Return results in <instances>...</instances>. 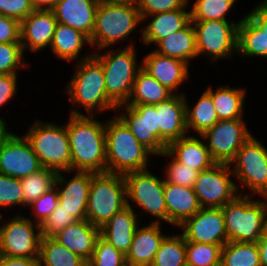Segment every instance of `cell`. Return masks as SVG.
<instances>
[{
  "mask_svg": "<svg viewBox=\"0 0 267 266\" xmlns=\"http://www.w3.org/2000/svg\"><path fill=\"white\" fill-rule=\"evenodd\" d=\"M218 121L212 97L207 91H204L193 110L186 106L187 129L193 128L199 135L210 129Z\"/></svg>",
  "mask_w": 267,
  "mask_h": 266,
  "instance_id": "d590c367",
  "label": "cell"
},
{
  "mask_svg": "<svg viewBox=\"0 0 267 266\" xmlns=\"http://www.w3.org/2000/svg\"><path fill=\"white\" fill-rule=\"evenodd\" d=\"M123 266H134V265L125 263Z\"/></svg>",
  "mask_w": 267,
  "mask_h": 266,
  "instance_id": "91938a15",
  "label": "cell"
},
{
  "mask_svg": "<svg viewBox=\"0 0 267 266\" xmlns=\"http://www.w3.org/2000/svg\"><path fill=\"white\" fill-rule=\"evenodd\" d=\"M39 266H87V261L53 237H41Z\"/></svg>",
  "mask_w": 267,
  "mask_h": 266,
  "instance_id": "d6a6232c",
  "label": "cell"
},
{
  "mask_svg": "<svg viewBox=\"0 0 267 266\" xmlns=\"http://www.w3.org/2000/svg\"><path fill=\"white\" fill-rule=\"evenodd\" d=\"M136 218L137 215L127 200V206L100 228V235L118 251L126 255L130 250L134 233L138 227Z\"/></svg>",
  "mask_w": 267,
  "mask_h": 266,
  "instance_id": "83f0119b",
  "label": "cell"
},
{
  "mask_svg": "<svg viewBox=\"0 0 267 266\" xmlns=\"http://www.w3.org/2000/svg\"><path fill=\"white\" fill-rule=\"evenodd\" d=\"M56 189L57 187L55 186L30 204L35 210L33 212H35L37 223L40 225L52 214L59 203V195Z\"/></svg>",
  "mask_w": 267,
  "mask_h": 266,
  "instance_id": "7dc6e473",
  "label": "cell"
},
{
  "mask_svg": "<svg viewBox=\"0 0 267 266\" xmlns=\"http://www.w3.org/2000/svg\"><path fill=\"white\" fill-rule=\"evenodd\" d=\"M141 68L172 93L188 78V64L151 51Z\"/></svg>",
  "mask_w": 267,
  "mask_h": 266,
  "instance_id": "603a6c76",
  "label": "cell"
},
{
  "mask_svg": "<svg viewBox=\"0 0 267 266\" xmlns=\"http://www.w3.org/2000/svg\"><path fill=\"white\" fill-rule=\"evenodd\" d=\"M25 137L44 168L71 172V149L65 126L37 121Z\"/></svg>",
  "mask_w": 267,
  "mask_h": 266,
  "instance_id": "52a82bcc",
  "label": "cell"
},
{
  "mask_svg": "<svg viewBox=\"0 0 267 266\" xmlns=\"http://www.w3.org/2000/svg\"><path fill=\"white\" fill-rule=\"evenodd\" d=\"M126 112L118 118L128 127L136 139L153 155H160L167 146L158 138V112L156 105H126Z\"/></svg>",
  "mask_w": 267,
  "mask_h": 266,
  "instance_id": "2e32d148",
  "label": "cell"
},
{
  "mask_svg": "<svg viewBox=\"0 0 267 266\" xmlns=\"http://www.w3.org/2000/svg\"><path fill=\"white\" fill-rule=\"evenodd\" d=\"M133 1L135 0H97L98 3H126Z\"/></svg>",
  "mask_w": 267,
  "mask_h": 266,
  "instance_id": "9f6ffc18",
  "label": "cell"
},
{
  "mask_svg": "<svg viewBox=\"0 0 267 266\" xmlns=\"http://www.w3.org/2000/svg\"><path fill=\"white\" fill-rule=\"evenodd\" d=\"M106 172L125 175L146 170L153 153L141 144L131 130L116 117L105 123Z\"/></svg>",
  "mask_w": 267,
  "mask_h": 266,
  "instance_id": "7a4b0ae2",
  "label": "cell"
},
{
  "mask_svg": "<svg viewBox=\"0 0 267 266\" xmlns=\"http://www.w3.org/2000/svg\"><path fill=\"white\" fill-rule=\"evenodd\" d=\"M223 246L186 241L187 266H220Z\"/></svg>",
  "mask_w": 267,
  "mask_h": 266,
  "instance_id": "f35d334b",
  "label": "cell"
},
{
  "mask_svg": "<svg viewBox=\"0 0 267 266\" xmlns=\"http://www.w3.org/2000/svg\"><path fill=\"white\" fill-rule=\"evenodd\" d=\"M169 163L166 168L165 182L193 188L199 171L192 169L191 167L186 166L175 159H172Z\"/></svg>",
  "mask_w": 267,
  "mask_h": 266,
  "instance_id": "7bdbcfd3",
  "label": "cell"
},
{
  "mask_svg": "<svg viewBox=\"0 0 267 266\" xmlns=\"http://www.w3.org/2000/svg\"><path fill=\"white\" fill-rule=\"evenodd\" d=\"M259 195H263L267 199V183L263 189L259 192Z\"/></svg>",
  "mask_w": 267,
  "mask_h": 266,
  "instance_id": "680465c9",
  "label": "cell"
},
{
  "mask_svg": "<svg viewBox=\"0 0 267 266\" xmlns=\"http://www.w3.org/2000/svg\"><path fill=\"white\" fill-rule=\"evenodd\" d=\"M40 240V224L33 226L29 218L16 216L0 227V255L39 258Z\"/></svg>",
  "mask_w": 267,
  "mask_h": 266,
  "instance_id": "7c38bea8",
  "label": "cell"
},
{
  "mask_svg": "<svg viewBox=\"0 0 267 266\" xmlns=\"http://www.w3.org/2000/svg\"><path fill=\"white\" fill-rule=\"evenodd\" d=\"M161 155L172 156L176 161L199 172L211 168L216 162L202 141L193 136H184L167 145Z\"/></svg>",
  "mask_w": 267,
  "mask_h": 266,
  "instance_id": "cb8c5ba5",
  "label": "cell"
},
{
  "mask_svg": "<svg viewBox=\"0 0 267 266\" xmlns=\"http://www.w3.org/2000/svg\"><path fill=\"white\" fill-rule=\"evenodd\" d=\"M188 0H135L142 21L153 14L185 8Z\"/></svg>",
  "mask_w": 267,
  "mask_h": 266,
  "instance_id": "bcb514c9",
  "label": "cell"
},
{
  "mask_svg": "<svg viewBox=\"0 0 267 266\" xmlns=\"http://www.w3.org/2000/svg\"><path fill=\"white\" fill-rule=\"evenodd\" d=\"M127 200L124 175L107 172L92 173L86 211L87 220L93 226L101 228L127 206Z\"/></svg>",
  "mask_w": 267,
  "mask_h": 266,
  "instance_id": "3957f363",
  "label": "cell"
},
{
  "mask_svg": "<svg viewBox=\"0 0 267 266\" xmlns=\"http://www.w3.org/2000/svg\"><path fill=\"white\" fill-rule=\"evenodd\" d=\"M160 230L158 220L141 229L138 226L130 250L126 254V263L134 266H151L160 244L166 237Z\"/></svg>",
  "mask_w": 267,
  "mask_h": 266,
  "instance_id": "4316f807",
  "label": "cell"
},
{
  "mask_svg": "<svg viewBox=\"0 0 267 266\" xmlns=\"http://www.w3.org/2000/svg\"><path fill=\"white\" fill-rule=\"evenodd\" d=\"M153 20L142 30V39L145 44H155L169 35L183 29L191 20L190 12L185 8L153 14Z\"/></svg>",
  "mask_w": 267,
  "mask_h": 266,
  "instance_id": "f1b7e54d",
  "label": "cell"
},
{
  "mask_svg": "<svg viewBox=\"0 0 267 266\" xmlns=\"http://www.w3.org/2000/svg\"><path fill=\"white\" fill-rule=\"evenodd\" d=\"M79 63L67 85L71 102L84 106L90 114L94 109L98 112L104 109L117 110V106L107 96L101 62L92 54L86 55L85 59L81 58Z\"/></svg>",
  "mask_w": 267,
  "mask_h": 266,
  "instance_id": "277c9868",
  "label": "cell"
},
{
  "mask_svg": "<svg viewBox=\"0 0 267 266\" xmlns=\"http://www.w3.org/2000/svg\"><path fill=\"white\" fill-rule=\"evenodd\" d=\"M38 156L24 136L11 133L0 144V173L14 178H25L42 169Z\"/></svg>",
  "mask_w": 267,
  "mask_h": 266,
  "instance_id": "9a60e30c",
  "label": "cell"
},
{
  "mask_svg": "<svg viewBox=\"0 0 267 266\" xmlns=\"http://www.w3.org/2000/svg\"><path fill=\"white\" fill-rule=\"evenodd\" d=\"M237 52L244 56L267 57V3L265 1L240 21Z\"/></svg>",
  "mask_w": 267,
  "mask_h": 266,
  "instance_id": "ac0fdd59",
  "label": "cell"
},
{
  "mask_svg": "<svg viewBox=\"0 0 267 266\" xmlns=\"http://www.w3.org/2000/svg\"><path fill=\"white\" fill-rule=\"evenodd\" d=\"M71 112L66 126L71 149V171L106 173L105 125L77 110Z\"/></svg>",
  "mask_w": 267,
  "mask_h": 266,
  "instance_id": "6da1fadb",
  "label": "cell"
},
{
  "mask_svg": "<svg viewBox=\"0 0 267 266\" xmlns=\"http://www.w3.org/2000/svg\"><path fill=\"white\" fill-rule=\"evenodd\" d=\"M228 242H258L267 216L266 201L238 195L222 208Z\"/></svg>",
  "mask_w": 267,
  "mask_h": 266,
  "instance_id": "8992f818",
  "label": "cell"
},
{
  "mask_svg": "<svg viewBox=\"0 0 267 266\" xmlns=\"http://www.w3.org/2000/svg\"><path fill=\"white\" fill-rule=\"evenodd\" d=\"M56 24L57 20L51 9L35 8L20 22V40L23 50L29 46L31 51L36 52L50 46Z\"/></svg>",
  "mask_w": 267,
  "mask_h": 266,
  "instance_id": "ffe728a7",
  "label": "cell"
},
{
  "mask_svg": "<svg viewBox=\"0 0 267 266\" xmlns=\"http://www.w3.org/2000/svg\"><path fill=\"white\" fill-rule=\"evenodd\" d=\"M34 9L32 0H0V14L19 22L25 19Z\"/></svg>",
  "mask_w": 267,
  "mask_h": 266,
  "instance_id": "c3c4849f",
  "label": "cell"
},
{
  "mask_svg": "<svg viewBox=\"0 0 267 266\" xmlns=\"http://www.w3.org/2000/svg\"><path fill=\"white\" fill-rule=\"evenodd\" d=\"M134 45L131 44L115 54L110 51L106 54H93L102 64L105 77V87L108 98L117 106L123 108L133 88L137 72Z\"/></svg>",
  "mask_w": 267,
  "mask_h": 266,
  "instance_id": "ba28073f",
  "label": "cell"
},
{
  "mask_svg": "<svg viewBox=\"0 0 267 266\" xmlns=\"http://www.w3.org/2000/svg\"><path fill=\"white\" fill-rule=\"evenodd\" d=\"M167 222L180 226L202 207L193 188L164 182Z\"/></svg>",
  "mask_w": 267,
  "mask_h": 266,
  "instance_id": "484cf974",
  "label": "cell"
},
{
  "mask_svg": "<svg viewBox=\"0 0 267 266\" xmlns=\"http://www.w3.org/2000/svg\"><path fill=\"white\" fill-rule=\"evenodd\" d=\"M125 263L126 255L118 251L100 235L93 254L87 261V266H123Z\"/></svg>",
  "mask_w": 267,
  "mask_h": 266,
  "instance_id": "60d3db41",
  "label": "cell"
},
{
  "mask_svg": "<svg viewBox=\"0 0 267 266\" xmlns=\"http://www.w3.org/2000/svg\"><path fill=\"white\" fill-rule=\"evenodd\" d=\"M127 198L136 202L146 212L167 221V208L164 197V182L149 171H135L124 175Z\"/></svg>",
  "mask_w": 267,
  "mask_h": 266,
  "instance_id": "4fadbf2b",
  "label": "cell"
},
{
  "mask_svg": "<svg viewBox=\"0 0 267 266\" xmlns=\"http://www.w3.org/2000/svg\"><path fill=\"white\" fill-rule=\"evenodd\" d=\"M98 4L97 0H59L51 10L57 23L82 31L90 38Z\"/></svg>",
  "mask_w": 267,
  "mask_h": 266,
  "instance_id": "7402d4cb",
  "label": "cell"
},
{
  "mask_svg": "<svg viewBox=\"0 0 267 266\" xmlns=\"http://www.w3.org/2000/svg\"><path fill=\"white\" fill-rule=\"evenodd\" d=\"M234 162V176L258 194L267 183V149L251 136L238 150Z\"/></svg>",
  "mask_w": 267,
  "mask_h": 266,
  "instance_id": "5bb4252c",
  "label": "cell"
},
{
  "mask_svg": "<svg viewBox=\"0 0 267 266\" xmlns=\"http://www.w3.org/2000/svg\"><path fill=\"white\" fill-rule=\"evenodd\" d=\"M230 174L233 173L229 164L223 163L199 172L193 190L201 207L222 208L239 195L238 186L228 177Z\"/></svg>",
  "mask_w": 267,
  "mask_h": 266,
  "instance_id": "30bf717a",
  "label": "cell"
},
{
  "mask_svg": "<svg viewBox=\"0 0 267 266\" xmlns=\"http://www.w3.org/2000/svg\"><path fill=\"white\" fill-rule=\"evenodd\" d=\"M186 241L224 245L228 242L223 212L221 208L202 207L182 225Z\"/></svg>",
  "mask_w": 267,
  "mask_h": 266,
  "instance_id": "e0dca14e",
  "label": "cell"
},
{
  "mask_svg": "<svg viewBox=\"0 0 267 266\" xmlns=\"http://www.w3.org/2000/svg\"><path fill=\"white\" fill-rule=\"evenodd\" d=\"M23 204L20 179L0 173V207Z\"/></svg>",
  "mask_w": 267,
  "mask_h": 266,
  "instance_id": "ee69618b",
  "label": "cell"
},
{
  "mask_svg": "<svg viewBox=\"0 0 267 266\" xmlns=\"http://www.w3.org/2000/svg\"><path fill=\"white\" fill-rule=\"evenodd\" d=\"M0 266H39V258L0 255Z\"/></svg>",
  "mask_w": 267,
  "mask_h": 266,
  "instance_id": "816d5d0a",
  "label": "cell"
},
{
  "mask_svg": "<svg viewBox=\"0 0 267 266\" xmlns=\"http://www.w3.org/2000/svg\"><path fill=\"white\" fill-rule=\"evenodd\" d=\"M246 124L242 118L219 120L200 135L204 139H209V145L206 146L216 163L231 165L238 150L252 136Z\"/></svg>",
  "mask_w": 267,
  "mask_h": 266,
  "instance_id": "8fae6325",
  "label": "cell"
},
{
  "mask_svg": "<svg viewBox=\"0 0 267 266\" xmlns=\"http://www.w3.org/2000/svg\"><path fill=\"white\" fill-rule=\"evenodd\" d=\"M257 244L260 253L261 266H267V240H258Z\"/></svg>",
  "mask_w": 267,
  "mask_h": 266,
  "instance_id": "f5cc1de1",
  "label": "cell"
},
{
  "mask_svg": "<svg viewBox=\"0 0 267 266\" xmlns=\"http://www.w3.org/2000/svg\"><path fill=\"white\" fill-rule=\"evenodd\" d=\"M172 95L170 90L141 68L136 74L132 92L126 105H156Z\"/></svg>",
  "mask_w": 267,
  "mask_h": 266,
  "instance_id": "4dcf8cb0",
  "label": "cell"
},
{
  "mask_svg": "<svg viewBox=\"0 0 267 266\" xmlns=\"http://www.w3.org/2000/svg\"><path fill=\"white\" fill-rule=\"evenodd\" d=\"M59 0H32L35 8H38V9H43V6H47L45 7L44 6V9H51Z\"/></svg>",
  "mask_w": 267,
  "mask_h": 266,
  "instance_id": "db71d44e",
  "label": "cell"
},
{
  "mask_svg": "<svg viewBox=\"0 0 267 266\" xmlns=\"http://www.w3.org/2000/svg\"><path fill=\"white\" fill-rule=\"evenodd\" d=\"M160 55L181 60L188 64V59L197 56L195 29L190 21L183 29L159 40L156 43Z\"/></svg>",
  "mask_w": 267,
  "mask_h": 266,
  "instance_id": "f546056e",
  "label": "cell"
},
{
  "mask_svg": "<svg viewBox=\"0 0 267 266\" xmlns=\"http://www.w3.org/2000/svg\"><path fill=\"white\" fill-rule=\"evenodd\" d=\"M142 21L135 1L126 3H99L95 13V25L91 45L99 49L128 37Z\"/></svg>",
  "mask_w": 267,
  "mask_h": 266,
  "instance_id": "5b68a950",
  "label": "cell"
},
{
  "mask_svg": "<svg viewBox=\"0 0 267 266\" xmlns=\"http://www.w3.org/2000/svg\"><path fill=\"white\" fill-rule=\"evenodd\" d=\"M57 174V171L43 167L29 176L21 178L20 183L23 190V205L27 206L32 204L45 192L54 188Z\"/></svg>",
  "mask_w": 267,
  "mask_h": 266,
  "instance_id": "8d00e7d4",
  "label": "cell"
},
{
  "mask_svg": "<svg viewBox=\"0 0 267 266\" xmlns=\"http://www.w3.org/2000/svg\"><path fill=\"white\" fill-rule=\"evenodd\" d=\"M186 106L183 94H173L170 98L156 104L158 112V138L167 146L172 141L186 136Z\"/></svg>",
  "mask_w": 267,
  "mask_h": 266,
  "instance_id": "d6986e66",
  "label": "cell"
},
{
  "mask_svg": "<svg viewBox=\"0 0 267 266\" xmlns=\"http://www.w3.org/2000/svg\"><path fill=\"white\" fill-rule=\"evenodd\" d=\"M23 47L21 43H0V75L16 74L19 66L23 67Z\"/></svg>",
  "mask_w": 267,
  "mask_h": 266,
  "instance_id": "b9f144b4",
  "label": "cell"
},
{
  "mask_svg": "<svg viewBox=\"0 0 267 266\" xmlns=\"http://www.w3.org/2000/svg\"><path fill=\"white\" fill-rule=\"evenodd\" d=\"M58 172L55 186L65 185L58 190L59 204L76 220L87 219L89 189L92 172L77 171V174L66 183L65 178Z\"/></svg>",
  "mask_w": 267,
  "mask_h": 266,
  "instance_id": "44dd1931",
  "label": "cell"
},
{
  "mask_svg": "<svg viewBox=\"0 0 267 266\" xmlns=\"http://www.w3.org/2000/svg\"><path fill=\"white\" fill-rule=\"evenodd\" d=\"M151 266H187L184 236H166L160 244Z\"/></svg>",
  "mask_w": 267,
  "mask_h": 266,
  "instance_id": "74e56055",
  "label": "cell"
},
{
  "mask_svg": "<svg viewBox=\"0 0 267 266\" xmlns=\"http://www.w3.org/2000/svg\"><path fill=\"white\" fill-rule=\"evenodd\" d=\"M235 0H196L190 11L191 21L222 20Z\"/></svg>",
  "mask_w": 267,
  "mask_h": 266,
  "instance_id": "ab89813d",
  "label": "cell"
},
{
  "mask_svg": "<svg viewBox=\"0 0 267 266\" xmlns=\"http://www.w3.org/2000/svg\"><path fill=\"white\" fill-rule=\"evenodd\" d=\"M16 74L0 75V106L4 105L16 93Z\"/></svg>",
  "mask_w": 267,
  "mask_h": 266,
  "instance_id": "f907efd6",
  "label": "cell"
},
{
  "mask_svg": "<svg viewBox=\"0 0 267 266\" xmlns=\"http://www.w3.org/2000/svg\"><path fill=\"white\" fill-rule=\"evenodd\" d=\"M220 266H261L257 242H227L221 248Z\"/></svg>",
  "mask_w": 267,
  "mask_h": 266,
  "instance_id": "e575fe53",
  "label": "cell"
},
{
  "mask_svg": "<svg viewBox=\"0 0 267 266\" xmlns=\"http://www.w3.org/2000/svg\"><path fill=\"white\" fill-rule=\"evenodd\" d=\"M212 101L219 120H233L242 117L245 90L220 87L216 92L209 87L206 90Z\"/></svg>",
  "mask_w": 267,
  "mask_h": 266,
  "instance_id": "836d02e7",
  "label": "cell"
},
{
  "mask_svg": "<svg viewBox=\"0 0 267 266\" xmlns=\"http://www.w3.org/2000/svg\"><path fill=\"white\" fill-rule=\"evenodd\" d=\"M4 120L0 118V144L11 134L7 131Z\"/></svg>",
  "mask_w": 267,
  "mask_h": 266,
  "instance_id": "11a10c76",
  "label": "cell"
},
{
  "mask_svg": "<svg viewBox=\"0 0 267 266\" xmlns=\"http://www.w3.org/2000/svg\"><path fill=\"white\" fill-rule=\"evenodd\" d=\"M259 240H267V216L263 223L262 236Z\"/></svg>",
  "mask_w": 267,
  "mask_h": 266,
  "instance_id": "6f0895ef",
  "label": "cell"
},
{
  "mask_svg": "<svg viewBox=\"0 0 267 266\" xmlns=\"http://www.w3.org/2000/svg\"><path fill=\"white\" fill-rule=\"evenodd\" d=\"M20 22L0 14V43H21Z\"/></svg>",
  "mask_w": 267,
  "mask_h": 266,
  "instance_id": "681fc988",
  "label": "cell"
},
{
  "mask_svg": "<svg viewBox=\"0 0 267 266\" xmlns=\"http://www.w3.org/2000/svg\"><path fill=\"white\" fill-rule=\"evenodd\" d=\"M100 236V228L93 226L87 219L77 220L59 231L53 238L73 253L88 261Z\"/></svg>",
  "mask_w": 267,
  "mask_h": 266,
  "instance_id": "d4e9b609",
  "label": "cell"
},
{
  "mask_svg": "<svg viewBox=\"0 0 267 266\" xmlns=\"http://www.w3.org/2000/svg\"><path fill=\"white\" fill-rule=\"evenodd\" d=\"M222 20L192 21L196 34L197 56L205 53L212 61L237 52L238 25ZM231 53V54H230Z\"/></svg>",
  "mask_w": 267,
  "mask_h": 266,
  "instance_id": "9c48e42d",
  "label": "cell"
},
{
  "mask_svg": "<svg viewBox=\"0 0 267 266\" xmlns=\"http://www.w3.org/2000/svg\"><path fill=\"white\" fill-rule=\"evenodd\" d=\"M85 42L90 44V39L82 31L57 23L50 47L56 56L70 61L77 59Z\"/></svg>",
  "mask_w": 267,
  "mask_h": 266,
  "instance_id": "1f68e13d",
  "label": "cell"
},
{
  "mask_svg": "<svg viewBox=\"0 0 267 266\" xmlns=\"http://www.w3.org/2000/svg\"><path fill=\"white\" fill-rule=\"evenodd\" d=\"M75 221L77 220L58 203L52 214L40 225L41 237H53Z\"/></svg>",
  "mask_w": 267,
  "mask_h": 266,
  "instance_id": "f6af8a7d",
  "label": "cell"
}]
</instances>
